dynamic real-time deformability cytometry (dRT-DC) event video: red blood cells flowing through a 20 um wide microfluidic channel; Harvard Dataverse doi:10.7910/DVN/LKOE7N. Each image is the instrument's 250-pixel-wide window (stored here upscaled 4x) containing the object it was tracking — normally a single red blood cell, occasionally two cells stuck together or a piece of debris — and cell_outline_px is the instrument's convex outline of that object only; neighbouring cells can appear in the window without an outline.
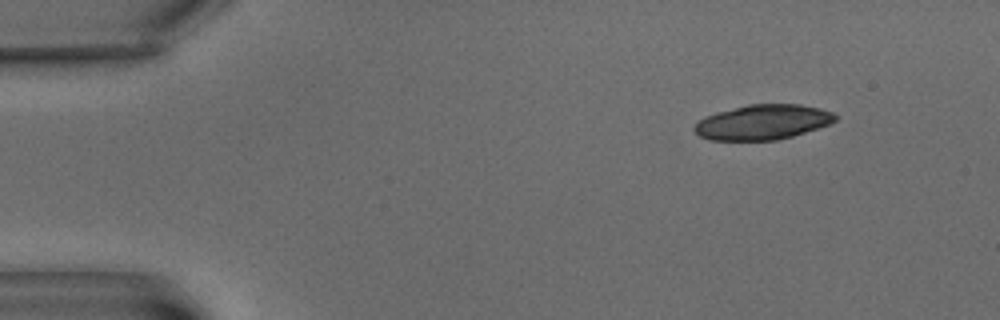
{"species": "common noctule bat (a hibernating species)", "species_latin": "Nyctalus noctula", "temperature_condition": "warm", "stored_images_in_passage": 7, "camera_frame_rate_fps": 3000, "um_per_image_px": 0.085, "animal": {"sex": "male", "body_mass_g": 15.6}, "frame": {"image": 1, "passage_image": 1, "time_ms": 0.0, "image_size_px": [1000, 320], "cell_outline_px": [[836, 120], [828, 124], [792, 136], [776, 140], [712, 140], [700, 136], [692, 128], [704, 116], [716, 112], [748, 104], [800, 104], [820, 108], [832, 112], [836, 116]], "centroid_in_image_um": [64.81, 10.37], "position_along_channel_um": 20.2, "area_um2": 28.5}}